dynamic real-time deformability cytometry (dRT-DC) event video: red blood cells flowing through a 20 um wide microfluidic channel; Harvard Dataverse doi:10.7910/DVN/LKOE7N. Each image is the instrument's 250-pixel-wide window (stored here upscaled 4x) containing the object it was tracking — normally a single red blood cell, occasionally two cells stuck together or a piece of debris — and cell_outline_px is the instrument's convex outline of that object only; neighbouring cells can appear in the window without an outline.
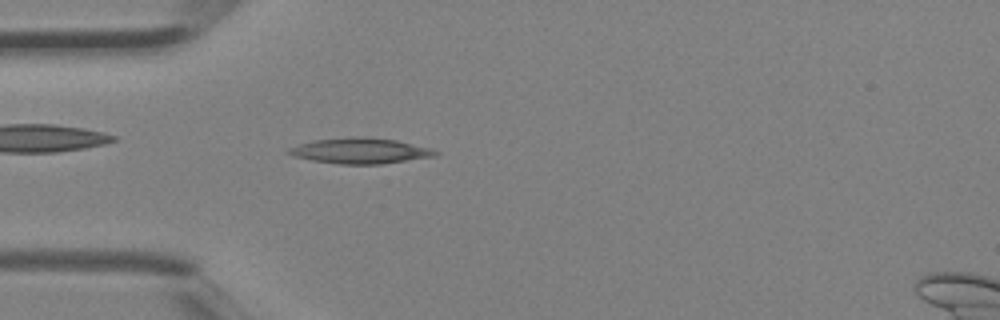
{"species": "Egyptian fruit bat (a non-hibernating species)", "species_latin": "Rousettus aegyptiacus", "temperature_condition": "room temperature", "stored_images_in_passage": 4, "camera_frame_rate_fps": 3000, "um_per_image_px": 0.085, "animal": {"sex": "female"}, "frame": {"image": 1, "passage_image": 4, "time_ms": 1.0, "image_size_px": [1000, 320], "cell_outline_px": [[440, 152], [436, 156], [380, 164], [336, 164], [312, 160], [296, 156], [284, 152], [288, 148], [312, 140], [356, 136], [364, 136], [396, 140], [432, 148]], "centroid_in_image_um": [30.63, 12.81], "position_along_channel_um": 54.4, "area_um2": 21.96}}